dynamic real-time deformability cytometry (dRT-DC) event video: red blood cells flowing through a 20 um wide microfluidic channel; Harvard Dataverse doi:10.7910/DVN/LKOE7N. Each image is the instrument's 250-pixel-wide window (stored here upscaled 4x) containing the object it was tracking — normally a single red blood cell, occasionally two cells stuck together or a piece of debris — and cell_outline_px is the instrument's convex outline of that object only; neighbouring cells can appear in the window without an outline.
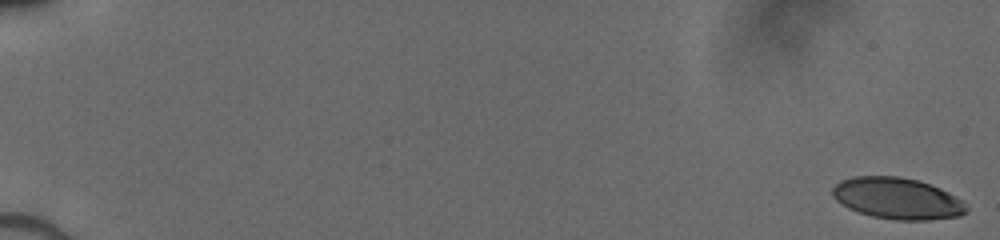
{"species": "human", "species_latin": "Homo sapiens", "temperature_condition": "cold", "stored_images_in_passage": 52, "camera_frame_rate_fps": 3000, "um_per_image_px": 0.085, "donor": {"sex": "male"}, "frame": {"image": 1, "passage_image": 1, "time_ms": 0.0, "image_size_px": [1000, 240], "cell_outline_px": [[968, 212], [960, 216], [928, 220], [896, 220], [872, 216], [848, 208], [836, 200], [832, 196], [832, 188], [840, 180], [852, 176], [896, 176], [916, 180], [940, 188], [948, 192], [960, 200], [968, 208]], "centroid_in_image_um": [76.25, 16.87], "position_along_channel_um": 8.8, "area_um2": 32.19}}
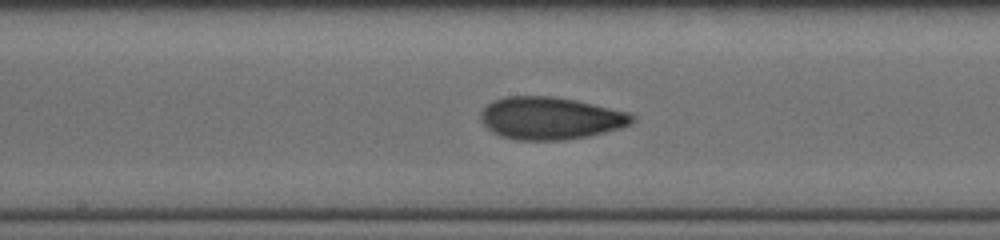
{"frame": {"image": 2, "passage_image": 30, "time_ms": 9.667, "image_size_px": [1000, 240], "cell_outline_px": [[636, 116], [628, 124], [620, 128], [588, 136], [564, 140], [516, 140], [500, 136], [492, 132], [480, 120], [480, 112], [492, 100], [504, 96], [552, 96], [576, 100], [628, 112]], "centroid_in_image_um": [46.74, 10.04], "position_along_channel_um": 201.5, "area_um2": 37.45}}
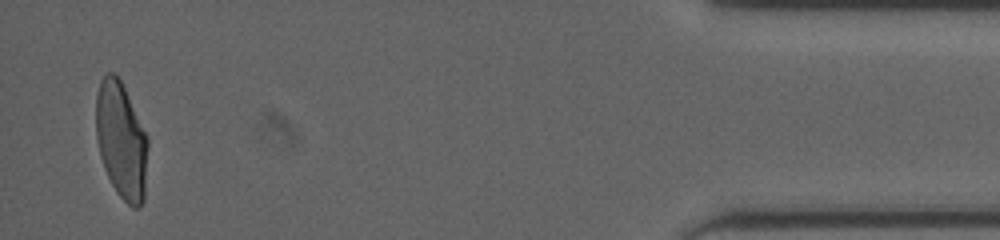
{"frame": {"image": 3, "passage_image": 51, "time_ms": 16.667, "image_size_px": [1000, 240], "cell_outline_px": [[148, 144], [144, 200], [140, 208], [132, 208], [116, 192], [104, 168], [100, 156], [96, 136], [96, 92], [100, 80], [108, 72], [112, 72], [120, 80], [148, 136]], "centroid_in_image_um": [10.31, 11.96], "position_along_channel_um": 424.9, "area_um2": 35.32}}